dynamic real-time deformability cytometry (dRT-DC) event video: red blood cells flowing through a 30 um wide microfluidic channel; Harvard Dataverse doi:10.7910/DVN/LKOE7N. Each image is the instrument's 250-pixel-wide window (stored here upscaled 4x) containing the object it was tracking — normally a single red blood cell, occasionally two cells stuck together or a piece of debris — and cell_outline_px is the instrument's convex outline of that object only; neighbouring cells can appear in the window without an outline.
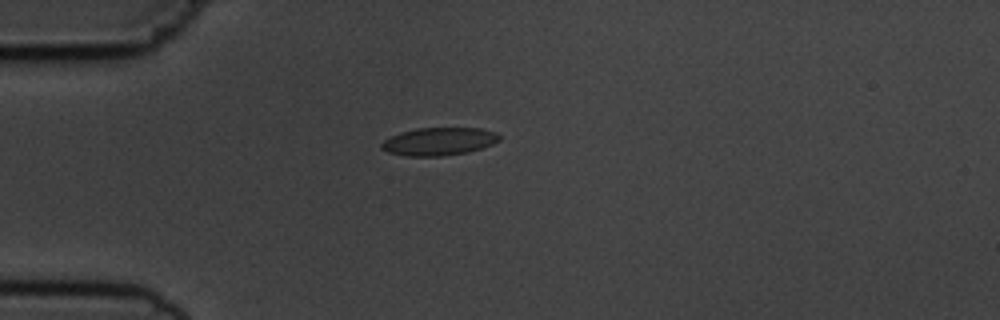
{"species": "common noctule bat (a hibernating species)", "species_latin": "Nyctalus noctula", "temperature_condition": "cold", "stored_images_in_passage": 4, "camera_frame_rate_fps": 3000, "um_per_image_px": 0.085, "animal": {"sex": "male", "body_mass_g": 19.5, "forearm_length_mm": 54.6}, "frame": {"image": 1, "passage_image": 4, "time_ms": 4.0, "image_size_px": [1000, 320], "cell_outline_px": [[500, 140], [492, 144], [468, 152], [440, 156], [408, 156], [388, 152], [380, 148], [380, 144], [384, 140], [400, 132], [416, 128], [480, 128], [496, 132], [500, 136]], "centroid_in_image_um": [37.3, 12.02], "position_along_channel_um": 47.7, "area_um2": 19.07}}